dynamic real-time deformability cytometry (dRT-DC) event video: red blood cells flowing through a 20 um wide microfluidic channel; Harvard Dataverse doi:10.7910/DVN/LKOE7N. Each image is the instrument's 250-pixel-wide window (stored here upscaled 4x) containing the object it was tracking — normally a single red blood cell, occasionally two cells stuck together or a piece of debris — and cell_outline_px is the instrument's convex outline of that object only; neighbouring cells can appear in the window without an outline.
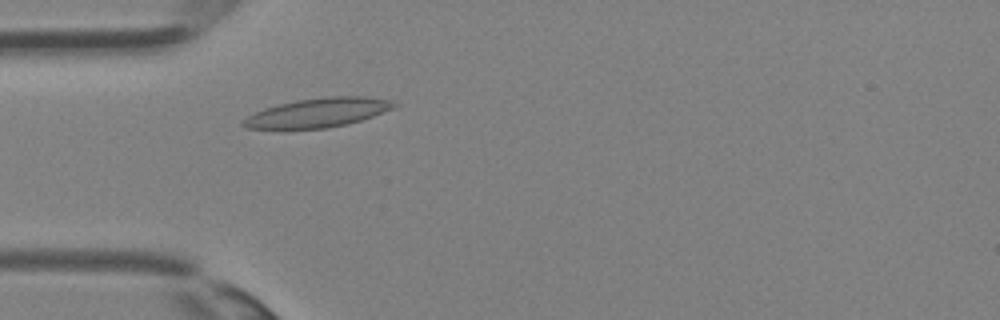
{"species": "Egyptian fruit bat (a non-hibernating species)", "species_latin": "Rousettus aegyptiacus", "temperature_condition": "room temperature", "stored_images_in_passage": 32, "camera_frame_rate_fps": 3000, "um_per_image_px": 0.085, "animal": {"sex": "female"}, "frame": {"image": 1, "passage_image": 7, "time_ms": 2.0, "image_size_px": [1000, 320], "cell_outline_px": [[400, 104], [392, 108], [372, 116], [360, 120], [328, 128], [248, 128], [240, 124], [240, 120], [264, 108], [280, 104], [300, 100], [328, 96], [368, 96], [388, 100]], "centroid_in_image_um": [27.02, 9.57], "position_along_channel_um": 58.0, "area_um2": 25.14}}
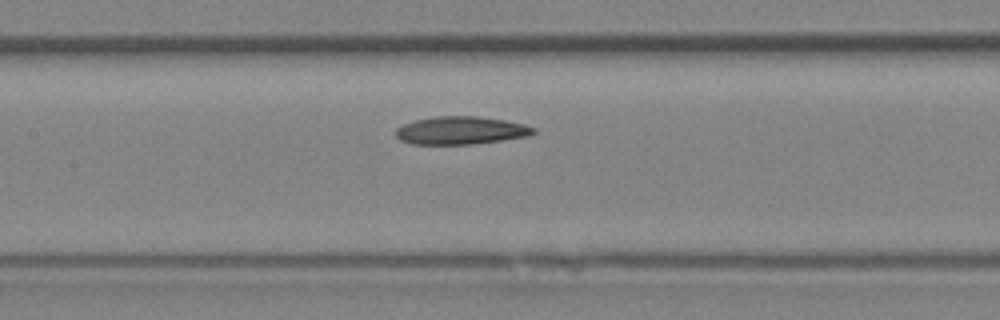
{"frame": {"image": 2, "passage_image": 13, "time_ms": 4.0, "image_size_px": [1000, 320], "cell_outline_px": [[536, 132], [528, 136], [472, 144], [412, 144], [400, 140], [396, 136], [396, 128], [404, 124], [416, 120], [436, 116], [480, 116], [504, 120], [524, 124], [536, 128]], "centroid_in_image_um": [39.17, 11.08], "position_along_channel_um": 168.2, "area_um2": 22.31}}
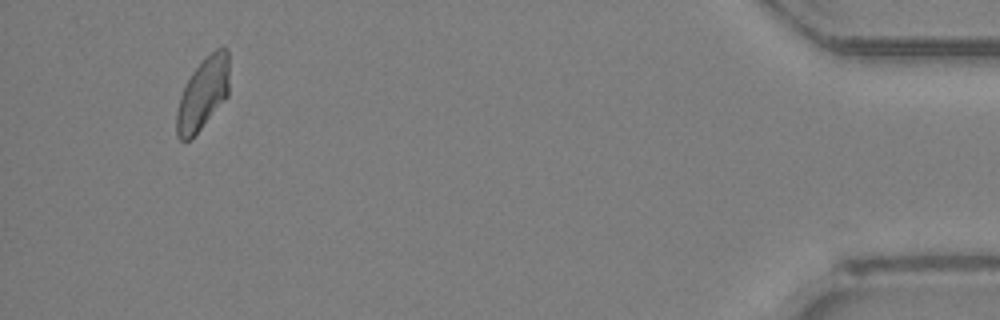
{"frame": {"image": 3, "passage_image": 30, "time_ms": 9.667, "image_size_px": [1000, 320], "cell_outline_px": [[228, 96], [200, 128], [188, 140], [180, 140], [176, 136], [176, 112], [180, 96], [192, 72], [216, 48], [224, 44], [228, 48]], "centroid_in_image_um": [17.25, 7.94], "position_along_channel_um": 418.0, "area_um2": 21.68}}